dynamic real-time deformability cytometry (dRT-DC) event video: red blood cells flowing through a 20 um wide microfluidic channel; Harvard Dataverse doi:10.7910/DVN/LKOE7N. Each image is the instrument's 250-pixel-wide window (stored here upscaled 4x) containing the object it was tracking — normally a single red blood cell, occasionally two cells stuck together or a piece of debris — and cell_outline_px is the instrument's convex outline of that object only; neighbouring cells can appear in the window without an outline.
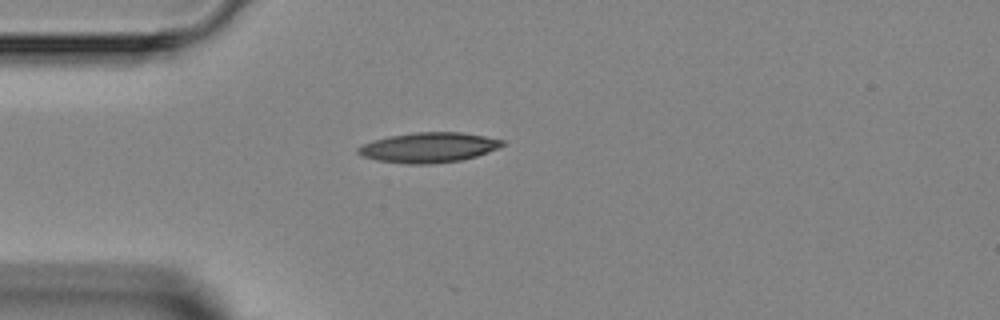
{"species": "Egyptian fruit bat (a non-hibernating species)", "species_latin": "Rousettus aegyptiacus", "temperature_condition": "room temperature", "stored_images_in_passage": 1, "camera_frame_rate_fps": 3000, "um_per_image_px": 0.085, "animal": {"sex": "female"}, "frame": {"image": 1, "passage_image": 1, "time_ms": 0.0, "image_size_px": [1000, 320], "cell_outline_px": [[504, 144], [488, 152], [476, 156], [460, 160], [432, 164], [408, 164], [376, 160], [360, 156], [356, 152], [356, 148], [364, 144], [388, 136], [416, 132], [460, 132], [484, 136], [504, 140]], "centroid_in_image_um": [36.4, 12.54], "position_along_channel_um": 48.6, "area_um2": 25.14}}